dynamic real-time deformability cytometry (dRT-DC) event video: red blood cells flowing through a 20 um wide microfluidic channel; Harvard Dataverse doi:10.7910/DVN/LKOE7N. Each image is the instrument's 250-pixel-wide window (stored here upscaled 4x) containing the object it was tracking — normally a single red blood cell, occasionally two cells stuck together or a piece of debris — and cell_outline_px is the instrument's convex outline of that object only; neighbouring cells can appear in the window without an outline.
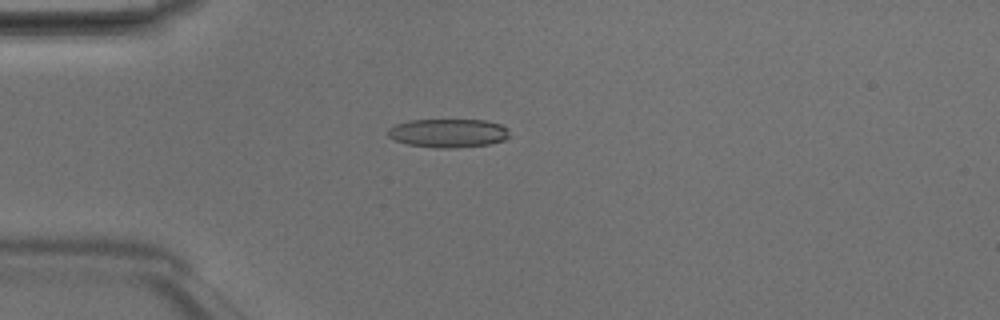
{"species": "Egyptian fruit bat (a non-hibernating species)", "species_latin": "Rousettus aegyptiacus", "temperature_condition": "room temperature", "stored_images_in_passage": 36, "camera_frame_rate_fps": 3000, "um_per_image_px": 0.085, "animal": {"sex": "male"}, "frame": {"image": 1, "passage_image": 1, "time_ms": 0.0, "image_size_px": [1000, 320], "cell_outline_px": [[508, 136], [504, 140], [488, 144], [452, 148], [436, 148], [408, 144], [396, 140], [388, 136], [388, 128], [396, 124], [408, 120], [484, 120], [500, 124], [508, 128]], "centroid_in_image_um": [38.09, 11.31], "position_along_channel_um": 46.9, "area_um2": 20.17}}
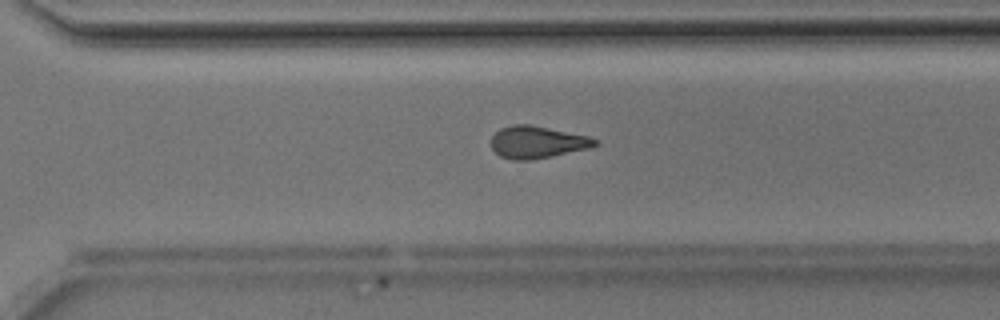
{"frame": {"image": 2, "passage_image": 22, "time_ms": 7.0, "image_size_px": [1000, 320], "cell_outline_px": [[600, 144], [592, 148], [532, 160], [512, 160], [500, 156], [492, 148], [492, 136], [500, 128], [512, 124], [528, 124], [588, 136], [596, 140]], "centroid_in_image_um": [45.67, 12.09], "position_along_channel_um": 324.9, "area_um2": 19.48}}
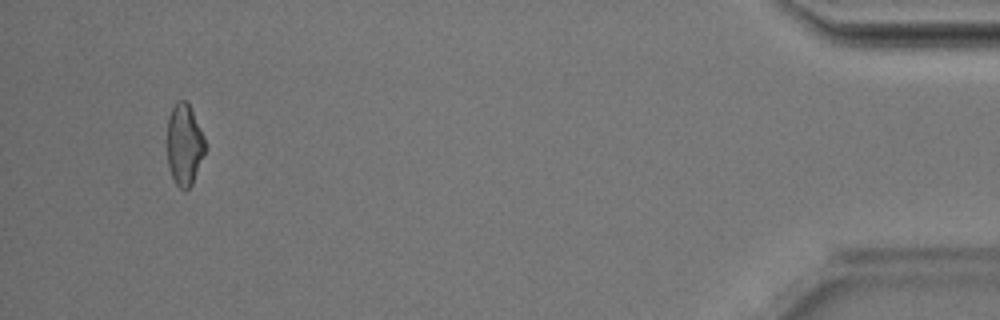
{"frame": {"image": 3, "passage_image": 34, "time_ms": 11.0, "image_size_px": [1000, 320], "cell_outline_px": [[208, 148], [192, 184], [188, 188], [180, 188], [176, 184], [172, 176], [168, 164], [168, 116], [176, 100], [184, 100], [188, 104], [204, 136]], "centroid_in_image_um": [15.7, 12.3], "position_along_channel_um": 419.5, "area_um2": 17.98}, "authors_computed_cell_mechanics": {"area_um2": 19.3919, "velocity_mm_per_s": 4.2081, "shape_relaxation_time_tau1_ms": 4.9207, "shape_relaxation_time_tau2_ms": 3.5206, "deformation_change_tau1": 0.148, "deformation_change_tau2": 0.1234}}